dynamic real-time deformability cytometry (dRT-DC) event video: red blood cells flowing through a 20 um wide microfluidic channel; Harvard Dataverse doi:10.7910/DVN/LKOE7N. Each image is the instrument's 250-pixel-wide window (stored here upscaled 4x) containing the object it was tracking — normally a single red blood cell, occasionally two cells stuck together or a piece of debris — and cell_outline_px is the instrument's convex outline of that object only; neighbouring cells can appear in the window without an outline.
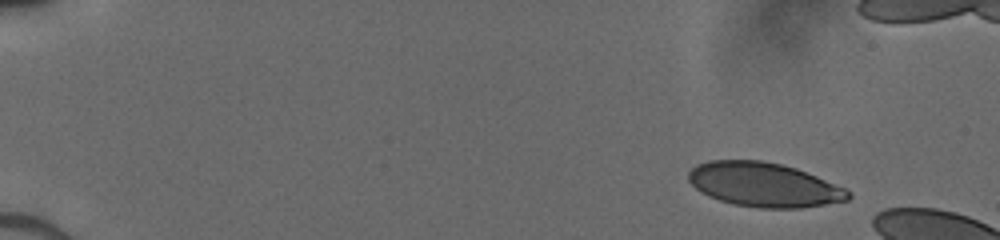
{"species": "human", "species_latin": "Homo sapiens", "temperature_condition": "cold", "stored_images_in_passage": 14, "camera_frame_rate_fps": 3000, "um_per_image_px": 0.085, "donor": {"sex": "male"}, "frame": {"image": 1, "passage_image": 5, "time_ms": 1.333, "image_size_px": [1000, 240], "cell_outline_px": [[852, 196], [848, 200], [800, 208], [760, 208], [736, 204], [720, 200], [708, 196], [696, 188], [688, 180], [688, 172], [696, 164], [708, 160], [760, 160], [780, 164], [796, 168], [816, 176], [844, 188]], "centroid_in_image_um": [64.9, 15.69], "position_along_channel_um": 20.1, "area_um2": 40.86}}